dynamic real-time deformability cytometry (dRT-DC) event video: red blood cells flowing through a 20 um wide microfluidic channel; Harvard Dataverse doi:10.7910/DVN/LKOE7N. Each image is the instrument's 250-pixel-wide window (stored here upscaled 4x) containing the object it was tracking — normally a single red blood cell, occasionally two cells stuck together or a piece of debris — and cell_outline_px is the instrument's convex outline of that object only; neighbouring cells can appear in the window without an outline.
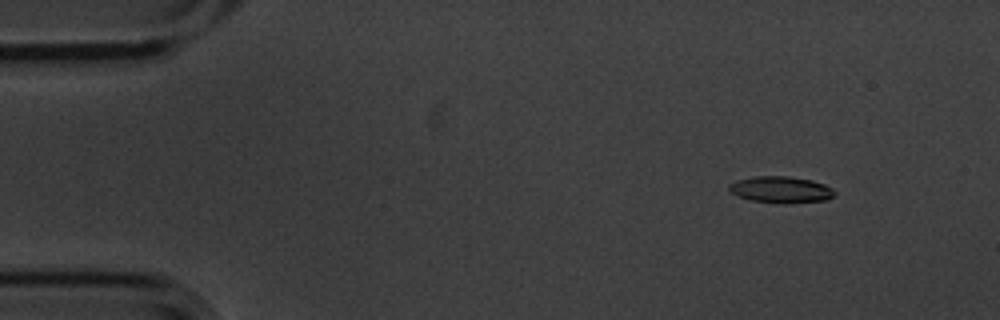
{"species": "common noctule bat (a hibernating species)", "species_latin": "Nyctalus noctula", "temperature_condition": "cold", "stored_images_in_passage": 5, "camera_frame_rate_fps": 3000, "um_per_image_px": 0.085, "animal": {"sex": "male", "body_mass_g": 20.1, "forearm_length_mm": 53.5}, "frame": {"image": 1, "passage_image": 2, "time_ms": 0.333, "image_size_px": [1000, 320], "cell_outline_px": [[836, 192], [828, 200], [792, 204], [776, 204], [752, 200], [740, 196], [732, 192], [728, 188], [728, 184], [736, 180], [756, 176], [788, 176], [812, 180], [824, 184], [832, 188]], "centroid_in_image_um": [66.41, 16.13], "position_along_channel_um": 18.6, "area_um2": 16.53}}
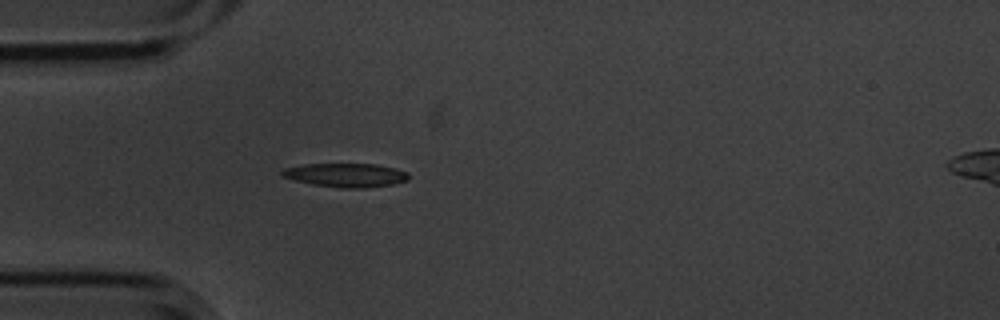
{"frame": {"image": 2, "passage_image": 5, "time_ms": 1.333, "image_size_px": [1000, 320], "cell_outline_px": [[408, 180], [392, 184], [364, 188], [340, 188], [312, 184], [280, 176], [280, 172], [284, 168], [300, 164], [376, 164], [396, 168], [408, 172]], "centroid_in_image_um": [29.37, 14.88], "position_along_channel_um": 55.6, "area_um2": 17.63}}